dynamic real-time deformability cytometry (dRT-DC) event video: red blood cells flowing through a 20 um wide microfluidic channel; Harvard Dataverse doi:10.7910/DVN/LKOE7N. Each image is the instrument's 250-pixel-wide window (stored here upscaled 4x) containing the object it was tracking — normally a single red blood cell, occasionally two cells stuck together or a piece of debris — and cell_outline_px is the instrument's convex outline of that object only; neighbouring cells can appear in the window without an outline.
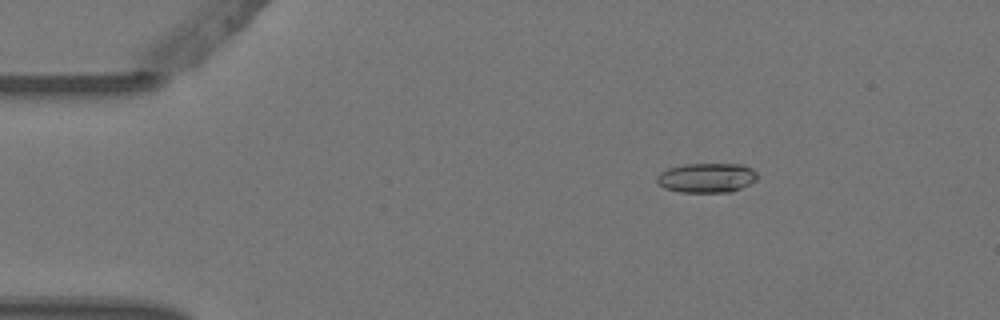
{"species": "Egyptian fruit bat (a non-hibernating species)", "species_latin": "Rousettus aegyptiacus", "temperature_condition": "warm", "stored_images_in_passage": 6, "camera_frame_rate_fps": 3000, "um_per_image_px": 0.085, "animal": {"sex": "female"}, "frame": {"image": 1, "passage_image": 3, "time_ms": 0.667, "image_size_px": [1000, 320], "cell_outline_px": [[760, 176], [756, 180], [732, 192], [680, 192], [664, 188], [656, 180], [656, 176], [660, 172], [668, 168], [684, 164], [744, 164], [752, 168]], "centroid_in_image_um": [60.08, 15.1], "position_along_channel_um": 24.9, "area_um2": 17.46}}